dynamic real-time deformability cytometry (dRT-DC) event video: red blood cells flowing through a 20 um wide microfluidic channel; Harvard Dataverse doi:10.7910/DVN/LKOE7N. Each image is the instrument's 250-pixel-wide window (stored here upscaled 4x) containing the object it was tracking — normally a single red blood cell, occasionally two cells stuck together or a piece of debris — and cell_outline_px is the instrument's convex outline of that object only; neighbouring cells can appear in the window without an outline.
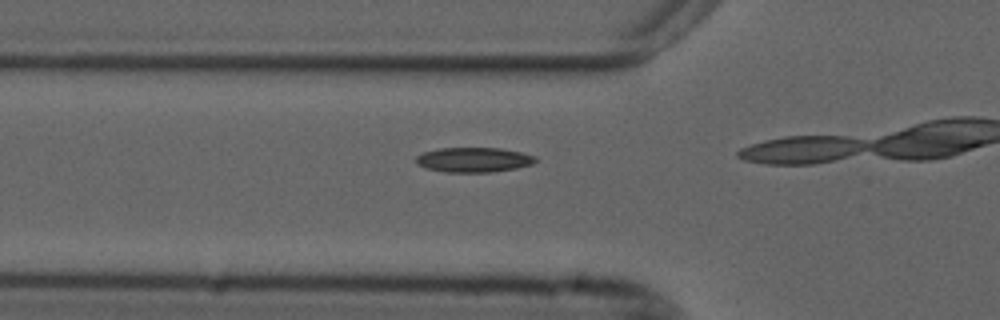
{"species": "common noctule bat (a hibernating species)", "species_latin": "Nyctalus noctula", "temperature_condition": "cold", "stored_images_in_passage": 16, "camera_frame_rate_fps": 3000, "um_per_image_px": 0.085, "animal": {"sex": "male", "forearm_length_mm": 52.5}, "frame": {"image": 1, "passage_image": 14, "time_ms": 4.333, "image_size_px": [1000, 320], "cell_outline_px": [[536, 160], [532, 164], [516, 168], [492, 172], [444, 172], [424, 168], [416, 164], [416, 156], [424, 152], [440, 148], [500, 148], [520, 152], [536, 156]], "centroid_in_image_um": [40.23, 13.58], "position_along_channel_um": 85.6, "area_um2": 17.28}}